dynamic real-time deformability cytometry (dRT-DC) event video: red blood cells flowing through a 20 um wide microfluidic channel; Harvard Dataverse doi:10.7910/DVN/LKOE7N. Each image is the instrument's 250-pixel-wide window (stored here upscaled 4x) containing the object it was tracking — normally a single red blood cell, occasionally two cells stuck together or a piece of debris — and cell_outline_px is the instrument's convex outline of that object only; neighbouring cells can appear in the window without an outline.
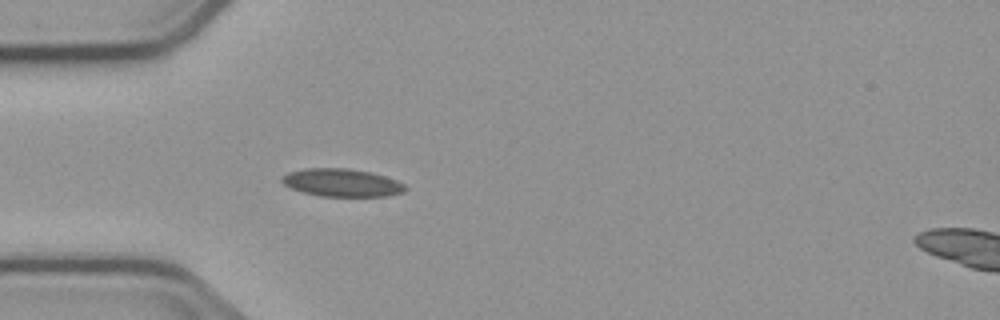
{"species": "common noctule bat (a hibernating species)", "species_latin": "Nyctalus noctula", "temperature_condition": "cold", "stored_images_in_passage": 5, "camera_frame_rate_fps": 3000, "um_per_image_px": 0.085, "animal": {"sex": "male", "body_mass_g": 23.1, "forearm_length_mm": 52.7}, "frame": {"image": 1, "passage_image": 5, "time_ms": 4.667, "image_size_px": [1000, 320], "cell_outline_px": [[408, 188], [404, 192], [388, 196], [320, 196], [304, 192], [292, 188], [284, 184], [280, 180], [288, 172], [304, 168], [348, 168], [372, 172], [396, 180], [404, 184]], "centroid_in_image_um": [29.08, 15.52], "position_along_channel_um": 55.9, "area_um2": 20.0}}